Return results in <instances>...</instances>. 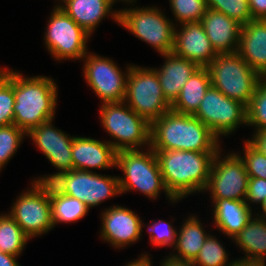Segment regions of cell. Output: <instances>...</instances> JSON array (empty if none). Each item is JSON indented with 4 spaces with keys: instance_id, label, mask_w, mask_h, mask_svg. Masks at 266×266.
<instances>
[{
    "instance_id": "19",
    "label": "cell",
    "mask_w": 266,
    "mask_h": 266,
    "mask_svg": "<svg viewBox=\"0 0 266 266\" xmlns=\"http://www.w3.org/2000/svg\"><path fill=\"white\" fill-rule=\"evenodd\" d=\"M208 39L217 54L238 51L242 24L224 13L207 8L200 20Z\"/></svg>"
},
{
    "instance_id": "1",
    "label": "cell",
    "mask_w": 266,
    "mask_h": 266,
    "mask_svg": "<svg viewBox=\"0 0 266 266\" xmlns=\"http://www.w3.org/2000/svg\"><path fill=\"white\" fill-rule=\"evenodd\" d=\"M219 138L197 117L169 110L151 123L153 150L218 152Z\"/></svg>"
},
{
    "instance_id": "4",
    "label": "cell",
    "mask_w": 266,
    "mask_h": 266,
    "mask_svg": "<svg viewBox=\"0 0 266 266\" xmlns=\"http://www.w3.org/2000/svg\"><path fill=\"white\" fill-rule=\"evenodd\" d=\"M116 167L124 177H118L121 194L136 190L151 199L163 190L172 203L176 201L164 185L158 158L151 147L148 150H122L117 152Z\"/></svg>"
},
{
    "instance_id": "42",
    "label": "cell",
    "mask_w": 266,
    "mask_h": 266,
    "mask_svg": "<svg viewBox=\"0 0 266 266\" xmlns=\"http://www.w3.org/2000/svg\"><path fill=\"white\" fill-rule=\"evenodd\" d=\"M160 266H195L192 261L177 260L168 255Z\"/></svg>"
},
{
    "instance_id": "28",
    "label": "cell",
    "mask_w": 266,
    "mask_h": 266,
    "mask_svg": "<svg viewBox=\"0 0 266 266\" xmlns=\"http://www.w3.org/2000/svg\"><path fill=\"white\" fill-rule=\"evenodd\" d=\"M30 239L17 222L7 214H0V251L20 256Z\"/></svg>"
},
{
    "instance_id": "25",
    "label": "cell",
    "mask_w": 266,
    "mask_h": 266,
    "mask_svg": "<svg viewBox=\"0 0 266 266\" xmlns=\"http://www.w3.org/2000/svg\"><path fill=\"white\" fill-rule=\"evenodd\" d=\"M201 221L196 216H189L177 231V238L173 250L178 252L170 254L172 258L184 261H193L204 245L207 234Z\"/></svg>"
},
{
    "instance_id": "37",
    "label": "cell",
    "mask_w": 266,
    "mask_h": 266,
    "mask_svg": "<svg viewBox=\"0 0 266 266\" xmlns=\"http://www.w3.org/2000/svg\"><path fill=\"white\" fill-rule=\"evenodd\" d=\"M266 198V179L258 177H249L248 190L245 202L249 205L262 204Z\"/></svg>"
},
{
    "instance_id": "45",
    "label": "cell",
    "mask_w": 266,
    "mask_h": 266,
    "mask_svg": "<svg viewBox=\"0 0 266 266\" xmlns=\"http://www.w3.org/2000/svg\"><path fill=\"white\" fill-rule=\"evenodd\" d=\"M118 1H123V2H125V3L127 2V4H128V2H129V4H130V3H132V4H133V3H136L135 0H118Z\"/></svg>"
},
{
    "instance_id": "29",
    "label": "cell",
    "mask_w": 266,
    "mask_h": 266,
    "mask_svg": "<svg viewBox=\"0 0 266 266\" xmlns=\"http://www.w3.org/2000/svg\"><path fill=\"white\" fill-rule=\"evenodd\" d=\"M14 103V71L0 68V127L13 124Z\"/></svg>"
},
{
    "instance_id": "38",
    "label": "cell",
    "mask_w": 266,
    "mask_h": 266,
    "mask_svg": "<svg viewBox=\"0 0 266 266\" xmlns=\"http://www.w3.org/2000/svg\"><path fill=\"white\" fill-rule=\"evenodd\" d=\"M253 20H266V0H248Z\"/></svg>"
},
{
    "instance_id": "24",
    "label": "cell",
    "mask_w": 266,
    "mask_h": 266,
    "mask_svg": "<svg viewBox=\"0 0 266 266\" xmlns=\"http://www.w3.org/2000/svg\"><path fill=\"white\" fill-rule=\"evenodd\" d=\"M210 86L211 80L207 67H199L182 87L178 98L171 105V110L193 115Z\"/></svg>"
},
{
    "instance_id": "12",
    "label": "cell",
    "mask_w": 266,
    "mask_h": 266,
    "mask_svg": "<svg viewBox=\"0 0 266 266\" xmlns=\"http://www.w3.org/2000/svg\"><path fill=\"white\" fill-rule=\"evenodd\" d=\"M218 138L226 136L239 125H247L246 105L231 99L212 85L206 91L197 111L193 114Z\"/></svg>"
},
{
    "instance_id": "5",
    "label": "cell",
    "mask_w": 266,
    "mask_h": 266,
    "mask_svg": "<svg viewBox=\"0 0 266 266\" xmlns=\"http://www.w3.org/2000/svg\"><path fill=\"white\" fill-rule=\"evenodd\" d=\"M99 116L105 131L114 139L108 142L117 152L150 147L151 124L124 101L101 104Z\"/></svg>"
},
{
    "instance_id": "40",
    "label": "cell",
    "mask_w": 266,
    "mask_h": 266,
    "mask_svg": "<svg viewBox=\"0 0 266 266\" xmlns=\"http://www.w3.org/2000/svg\"><path fill=\"white\" fill-rule=\"evenodd\" d=\"M17 257L18 256L0 251V266H20L19 263H17Z\"/></svg>"
},
{
    "instance_id": "30",
    "label": "cell",
    "mask_w": 266,
    "mask_h": 266,
    "mask_svg": "<svg viewBox=\"0 0 266 266\" xmlns=\"http://www.w3.org/2000/svg\"><path fill=\"white\" fill-rule=\"evenodd\" d=\"M247 126H255L254 131L266 130V78H262L246 106Z\"/></svg>"
},
{
    "instance_id": "23",
    "label": "cell",
    "mask_w": 266,
    "mask_h": 266,
    "mask_svg": "<svg viewBox=\"0 0 266 266\" xmlns=\"http://www.w3.org/2000/svg\"><path fill=\"white\" fill-rule=\"evenodd\" d=\"M213 219L220 232L234 238L252 219V207L245 200L212 199Z\"/></svg>"
},
{
    "instance_id": "35",
    "label": "cell",
    "mask_w": 266,
    "mask_h": 266,
    "mask_svg": "<svg viewBox=\"0 0 266 266\" xmlns=\"http://www.w3.org/2000/svg\"><path fill=\"white\" fill-rule=\"evenodd\" d=\"M243 160L249 177L266 179V155L255 149L247 140L244 142Z\"/></svg>"
},
{
    "instance_id": "15",
    "label": "cell",
    "mask_w": 266,
    "mask_h": 266,
    "mask_svg": "<svg viewBox=\"0 0 266 266\" xmlns=\"http://www.w3.org/2000/svg\"><path fill=\"white\" fill-rule=\"evenodd\" d=\"M54 119L41 123L31 129L26 136H30L36 146L42 151L54 167L59 170L49 176L35 178L37 182L52 183L58 176L73 170L72 143L73 137L53 126Z\"/></svg>"
},
{
    "instance_id": "11",
    "label": "cell",
    "mask_w": 266,
    "mask_h": 266,
    "mask_svg": "<svg viewBox=\"0 0 266 266\" xmlns=\"http://www.w3.org/2000/svg\"><path fill=\"white\" fill-rule=\"evenodd\" d=\"M52 183L62 193L79 199L89 208L121 194L117 176L101 175L93 171L73 169L61 174Z\"/></svg>"
},
{
    "instance_id": "27",
    "label": "cell",
    "mask_w": 266,
    "mask_h": 266,
    "mask_svg": "<svg viewBox=\"0 0 266 266\" xmlns=\"http://www.w3.org/2000/svg\"><path fill=\"white\" fill-rule=\"evenodd\" d=\"M50 202L54 227L59 222L73 223L78 221L90 209L79 199L62 193L53 183H50Z\"/></svg>"
},
{
    "instance_id": "34",
    "label": "cell",
    "mask_w": 266,
    "mask_h": 266,
    "mask_svg": "<svg viewBox=\"0 0 266 266\" xmlns=\"http://www.w3.org/2000/svg\"><path fill=\"white\" fill-rule=\"evenodd\" d=\"M207 7L224 13L242 25L253 20L248 0H207Z\"/></svg>"
},
{
    "instance_id": "14",
    "label": "cell",
    "mask_w": 266,
    "mask_h": 266,
    "mask_svg": "<svg viewBox=\"0 0 266 266\" xmlns=\"http://www.w3.org/2000/svg\"><path fill=\"white\" fill-rule=\"evenodd\" d=\"M83 61L85 62L84 77L96 96L103 102L101 104L123 102L131 65L127 66L124 72L111 59L93 53H87Z\"/></svg>"
},
{
    "instance_id": "17",
    "label": "cell",
    "mask_w": 266,
    "mask_h": 266,
    "mask_svg": "<svg viewBox=\"0 0 266 266\" xmlns=\"http://www.w3.org/2000/svg\"><path fill=\"white\" fill-rule=\"evenodd\" d=\"M175 28L173 53L194 62L199 67H207L218 55L200 21L180 24ZM179 32H178V31Z\"/></svg>"
},
{
    "instance_id": "9",
    "label": "cell",
    "mask_w": 266,
    "mask_h": 266,
    "mask_svg": "<svg viewBox=\"0 0 266 266\" xmlns=\"http://www.w3.org/2000/svg\"><path fill=\"white\" fill-rule=\"evenodd\" d=\"M31 188L22 192L13 203L9 215L23 233L31 239L50 232L52 222L50 183L33 181Z\"/></svg>"
},
{
    "instance_id": "7",
    "label": "cell",
    "mask_w": 266,
    "mask_h": 266,
    "mask_svg": "<svg viewBox=\"0 0 266 266\" xmlns=\"http://www.w3.org/2000/svg\"><path fill=\"white\" fill-rule=\"evenodd\" d=\"M124 102L150 124L171 110L153 68L130 66Z\"/></svg>"
},
{
    "instance_id": "26",
    "label": "cell",
    "mask_w": 266,
    "mask_h": 266,
    "mask_svg": "<svg viewBox=\"0 0 266 266\" xmlns=\"http://www.w3.org/2000/svg\"><path fill=\"white\" fill-rule=\"evenodd\" d=\"M233 238V241L243 252L245 259L260 260L266 258V219L260 218L259 214Z\"/></svg>"
},
{
    "instance_id": "8",
    "label": "cell",
    "mask_w": 266,
    "mask_h": 266,
    "mask_svg": "<svg viewBox=\"0 0 266 266\" xmlns=\"http://www.w3.org/2000/svg\"><path fill=\"white\" fill-rule=\"evenodd\" d=\"M157 7H135L119 10V26L155 48L160 55L174 47L175 24Z\"/></svg>"
},
{
    "instance_id": "6",
    "label": "cell",
    "mask_w": 266,
    "mask_h": 266,
    "mask_svg": "<svg viewBox=\"0 0 266 266\" xmlns=\"http://www.w3.org/2000/svg\"><path fill=\"white\" fill-rule=\"evenodd\" d=\"M211 85L225 96L249 104L262 77L238 52L218 54L207 66Z\"/></svg>"
},
{
    "instance_id": "41",
    "label": "cell",
    "mask_w": 266,
    "mask_h": 266,
    "mask_svg": "<svg viewBox=\"0 0 266 266\" xmlns=\"http://www.w3.org/2000/svg\"><path fill=\"white\" fill-rule=\"evenodd\" d=\"M231 266H265L264 261L253 260V259H245L244 257L241 259H233Z\"/></svg>"
},
{
    "instance_id": "3",
    "label": "cell",
    "mask_w": 266,
    "mask_h": 266,
    "mask_svg": "<svg viewBox=\"0 0 266 266\" xmlns=\"http://www.w3.org/2000/svg\"><path fill=\"white\" fill-rule=\"evenodd\" d=\"M57 88L54 80L47 76L24 77L14 71L13 124L27 134L41 123L54 119Z\"/></svg>"
},
{
    "instance_id": "31",
    "label": "cell",
    "mask_w": 266,
    "mask_h": 266,
    "mask_svg": "<svg viewBox=\"0 0 266 266\" xmlns=\"http://www.w3.org/2000/svg\"><path fill=\"white\" fill-rule=\"evenodd\" d=\"M228 253L220 241L213 235H208L201 250L192 261L195 266H231Z\"/></svg>"
},
{
    "instance_id": "32",
    "label": "cell",
    "mask_w": 266,
    "mask_h": 266,
    "mask_svg": "<svg viewBox=\"0 0 266 266\" xmlns=\"http://www.w3.org/2000/svg\"><path fill=\"white\" fill-rule=\"evenodd\" d=\"M176 22H198L205 15L207 0H169Z\"/></svg>"
},
{
    "instance_id": "44",
    "label": "cell",
    "mask_w": 266,
    "mask_h": 266,
    "mask_svg": "<svg viewBox=\"0 0 266 266\" xmlns=\"http://www.w3.org/2000/svg\"><path fill=\"white\" fill-rule=\"evenodd\" d=\"M261 209H263L260 213H261V216H260V218H264V219H266V198H265V200L262 202V204H261ZM263 212V213H262Z\"/></svg>"
},
{
    "instance_id": "36",
    "label": "cell",
    "mask_w": 266,
    "mask_h": 266,
    "mask_svg": "<svg viewBox=\"0 0 266 266\" xmlns=\"http://www.w3.org/2000/svg\"><path fill=\"white\" fill-rule=\"evenodd\" d=\"M152 245L155 246H174L177 238V231L171 223L166 221H152L147 228Z\"/></svg>"
},
{
    "instance_id": "21",
    "label": "cell",
    "mask_w": 266,
    "mask_h": 266,
    "mask_svg": "<svg viewBox=\"0 0 266 266\" xmlns=\"http://www.w3.org/2000/svg\"><path fill=\"white\" fill-rule=\"evenodd\" d=\"M237 52L253 71L266 78V20L242 25Z\"/></svg>"
},
{
    "instance_id": "43",
    "label": "cell",
    "mask_w": 266,
    "mask_h": 266,
    "mask_svg": "<svg viewBox=\"0 0 266 266\" xmlns=\"http://www.w3.org/2000/svg\"><path fill=\"white\" fill-rule=\"evenodd\" d=\"M125 266H152V262L151 259L149 258V255L146 253L140 255L139 259H136L132 262L130 261Z\"/></svg>"
},
{
    "instance_id": "20",
    "label": "cell",
    "mask_w": 266,
    "mask_h": 266,
    "mask_svg": "<svg viewBox=\"0 0 266 266\" xmlns=\"http://www.w3.org/2000/svg\"><path fill=\"white\" fill-rule=\"evenodd\" d=\"M116 1L118 0H63L62 5H57L91 35L108 14L119 23V10L112 11Z\"/></svg>"
},
{
    "instance_id": "39",
    "label": "cell",
    "mask_w": 266,
    "mask_h": 266,
    "mask_svg": "<svg viewBox=\"0 0 266 266\" xmlns=\"http://www.w3.org/2000/svg\"><path fill=\"white\" fill-rule=\"evenodd\" d=\"M252 139L247 141L259 152L266 155V130L255 131Z\"/></svg>"
},
{
    "instance_id": "13",
    "label": "cell",
    "mask_w": 266,
    "mask_h": 266,
    "mask_svg": "<svg viewBox=\"0 0 266 266\" xmlns=\"http://www.w3.org/2000/svg\"><path fill=\"white\" fill-rule=\"evenodd\" d=\"M221 149L215 154L210 176L204 191L211 192V199L245 200L249 176L239 153L221 157Z\"/></svg>"
},
{
    "instance_id": "2",
    "label": "cell",
    "mask_w": 266,
    "mask_h": 266,
    "mask_svg": "<svg viewBox=\"0 0 266 266\" xmlns=\"http://www.w3.org/2000/svg\"><path fill=\"white\" fill-rule=\"evenodd\" d=\"M167 192L179 201L190 194L204 192L217 152L154 150Z\"/></svg>"
},
{
    "instance_id": "18",
    "label": "cell",
    "mask_w": 266,
    "mask_h": 266,
    "mask_svg": "<svg viewBox=\"0 0 266 266\" xmlns=\"http://www.w3.org/2000/svg\"><path fill=\"white\" fill-rule=\"evenodd\" d=\"M73 169L89 171L116 167L117 151L107 141L75 136L72 143Z\"/></svg>"
},
{
    "instance_id": "10",
    "label": "cell",
    "mask_w": 266,
    "mask_h": 266,
    "mask_svg": "<svg viewBox=\"0 0 266 266\" xmlns=\"http://www.w3.org/2000/svg\"><path fill=\"white\" fill-rule=\"evenodd\" d=\"M52 11L44 35L47 50L57 61L83 59L88 53L87 42L91 35L58 5Z\"/></svg>"
},
{
    "instance_id": "22",
    "label": "cell",
    "mask_w": 266,
    "mask_h": 266,
    "mask_svg": "<svg viewBox=\"0 0 266 266\" xmlns=\"http://www.w3.org/2000/svg\"><path fill=\"white\" fill-rule=\"evenodd\" d=\"M166 60L161 68H153L159 78L165 99L172 105L178 98L182 87L199 68L197 64L173 52L162 54Z\"/></svg>"
},
{
    "instance_id": "33",
    "label": "cell",
    "mask_w": 266,
    "mask_h": 266,
    "mask_svg": "<svg viewBox=\"0 0 266 266\" xmlns=\"http://www.w3.org/2000/svg\"><path fill=\"white\" fill-rule=\"evenodd\" d=\"M26 133L12 124L0 127V171L13 158Z\"/></svg>"
},
{
    "instance_id": "16",
    "label": "cell",
    "mask_w": 266,
    "mask_h": 266,
    "mask_svg": "<svg viewBox=\"0 0 266 266\" xmlns=\"http://www.w3.org/2000/svg\"><path fill=\"white\" fill-rule=\"evenodd\" d=\"M101 238L114 248H124L141 238L144 223L131 209L111 206L102 211Z\"/></svg>"
}]
</instances>
